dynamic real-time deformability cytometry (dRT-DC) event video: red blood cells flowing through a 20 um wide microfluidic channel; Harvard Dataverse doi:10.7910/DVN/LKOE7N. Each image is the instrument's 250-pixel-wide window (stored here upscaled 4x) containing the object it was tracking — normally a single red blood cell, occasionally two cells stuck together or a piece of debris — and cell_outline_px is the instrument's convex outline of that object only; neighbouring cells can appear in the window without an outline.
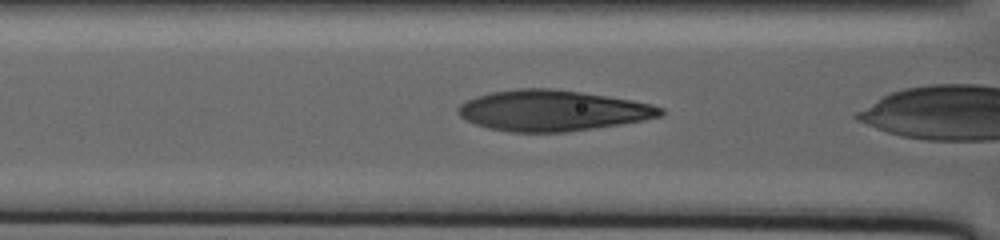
{"species": "human", "species_latin": "Homo sapiens", "temperature_condition": "warm", "stored_images_in_passage": 95, "camera_frame_rate_fps": 3000, "um_per_image_px": 0.085, "donor": {"sex": "male"}, "frame": {"image": 1, "passage_image": 18, "time_ms": 2.0, "image_size_px": [1000, 240], "cell_outline_px": [[664, 112], [660, 116], [620, 124], [596, 128], [564, 132], [512, 132], [488, 128], [464, 120], [456, 112], [456, 108], [464, 100], [476, 96], [492, 92], [516, 88], [552, 88], [580, 92], [632, 100], [652, 104], [664, 108]], "centroid_in_image_um": [46.9, 9.39], "position_along_channel_um": 119.7, "area_um2": 48.15}}
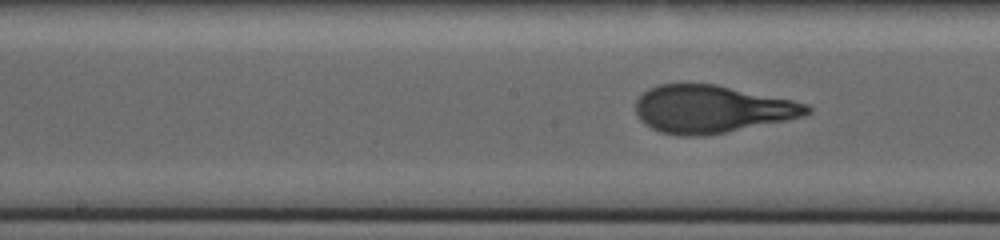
{"frame": {"image": 2, "passage_image": 52, "time_ms": 6.0, "image_size_px": [1000, 240], "cell_outline_px": [[812, 112], [804, 116], [788, 120], [704, 136], [680, 136], [660, 132], [644, 124], [636, 116], [636, 100], [648, 88], [660, 84], [716, 84], [792, 100], [808, 104], [812, 108]], "centroid_in_image_um": [60.49, 9.28], "position_along_channel_um": 187.7, "area_um2": 47.63}}
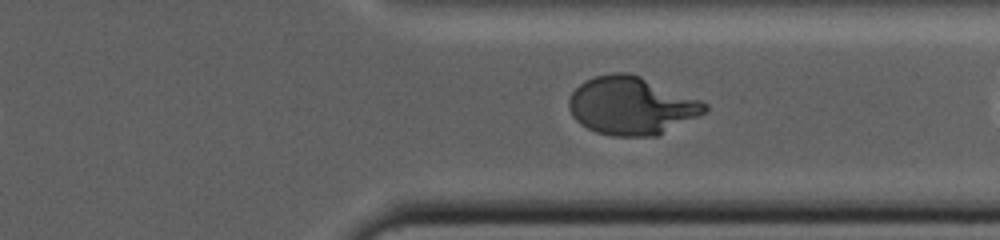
{"frame": {"image": 3, "passage_image": 93, "time_ms": 16.0, "image_size_px": [1000, 240], "cell_outline_px": [[708, 108], [700, 116], [656, 136], [612, 136], [596, 132], [580, 124], [572, 116], [568, 108], [568, 100], [572, 92], [584, 80], [596, 76], [612, 72], [628, 72], [640, 76], [700, 100], [708, 104]], "centroid_in_image_um": [53.65, 8.99], "position_along_channel_um": 357.8, "area_um2": 45.89}}